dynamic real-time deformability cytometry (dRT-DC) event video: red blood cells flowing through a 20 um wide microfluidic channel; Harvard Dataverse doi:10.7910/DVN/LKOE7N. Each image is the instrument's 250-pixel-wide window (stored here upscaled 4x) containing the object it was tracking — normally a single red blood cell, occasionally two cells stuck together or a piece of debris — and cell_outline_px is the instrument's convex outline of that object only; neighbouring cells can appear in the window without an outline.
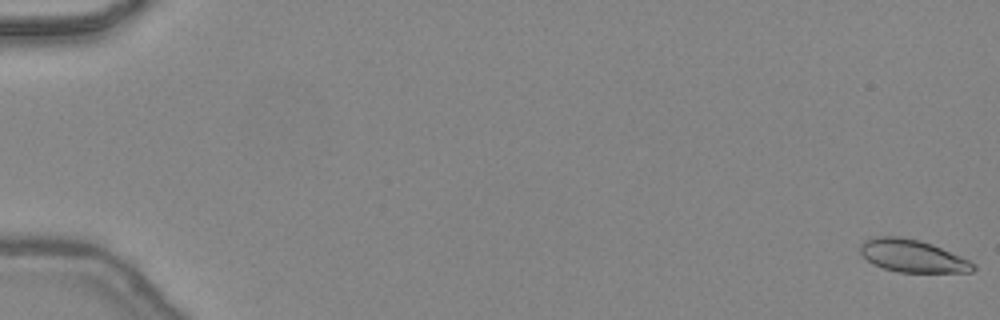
{"species": "common noctule bat (a hibernating species)", "species_latin": "Nyctalus noctula", "temperature_condition": "warm", "stored_images_in_passage": 4, "camera_frame_rate_fps": 3000, "um_per_image_px": 0.085, "animal": {"sex": "female", "body_mass_g": 24.6, "forearm_length_mm": 56.2}, "frame": {"image": 1, "passage_image": 1, "time_ms": 0.0, "image_size_px": [1000, 320], "cell_outline_px": [[976, 268], [972, 272], [900, 272], [884, 268], [868, 260], [860, 252], [860, 244], [864, 240], [876, 236], [900, 236], [920, 240], [932, 244], [960, 256], [976, 264]], "centroid_in_image_um": [77.57, 21.74], "position_along_channel_um": 7.4, "area_um2": 21.27}}